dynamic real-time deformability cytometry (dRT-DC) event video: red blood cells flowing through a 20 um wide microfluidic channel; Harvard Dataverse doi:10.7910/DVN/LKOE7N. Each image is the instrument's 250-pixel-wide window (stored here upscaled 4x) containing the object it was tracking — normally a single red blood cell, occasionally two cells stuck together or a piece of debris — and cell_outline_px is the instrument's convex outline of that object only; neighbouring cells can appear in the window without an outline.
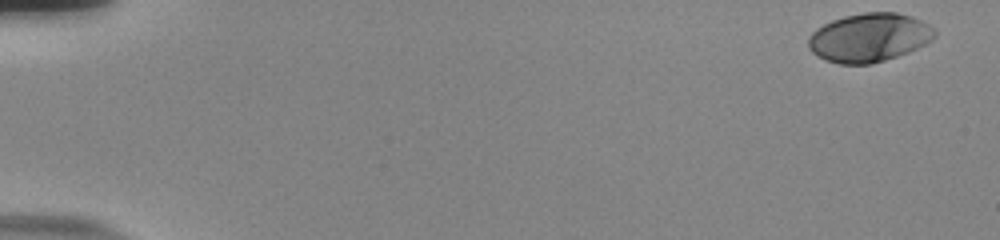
{"species": "human", "species_latin": "Homo sapiens", "temperature_condition": "room temperature", "stored_images_in_passage": 55, "camera_frame_rate_fps": 3000, "um_per_image_px": 0.085, "donor": {"sex": "male"}, "frame": {"image": 1, "passage_image": 1, "time_ms": 0.0, "image_size_px": [1000, 240], "cell_outline_px": [[936, 36], [932, 40], [908, 52], [872, 64], [840, 64], [824, 60], [816, 56], [808, 48], [808, 36], [816, 28], [832, 20], [844, 16], [864, 12], [896, 12], [912, 16], [928, 24], [936, 32]], "centroid_in_image_um": [73.85, 3.19], "position_along_channel_um": 11.2, "area_um2": 35.95}}
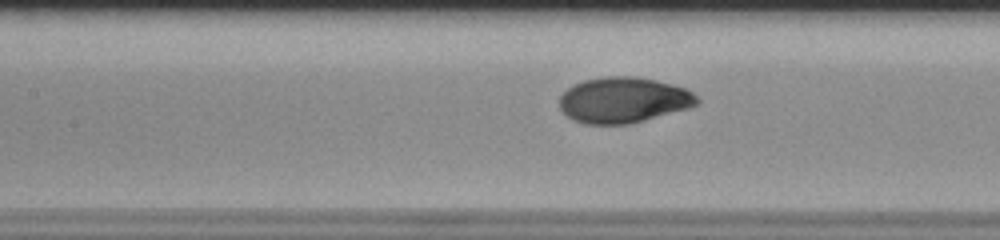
{"frame": {"image": 2, "passage_image": 26, "time_ms": 8.333, "image_size_px": [1000, 240], "cell_outline_px": [[700, 104], [688, 108], [628, 124], [584, 124], [572, 120], [560, 108], [560, 96], [572, 84], [584, 80], [604, 76], [636, 76], [656, 80], [672, 84], [684, 88], [692, 92], [700, 100]], "centroid_in_image_um": [52.98, 8.49], "position_along_channel_um": 154.4, "area_um2": 36.65}}
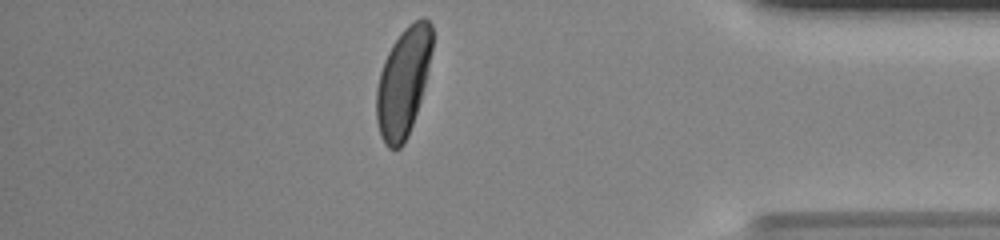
{"frame": {"image": 3, "passage_image": 48, "time_ms": 15.667, "image_size_px": [1000, 240], "cell_outline_px": [[432, 48], [428, 68], [420, 100], [408, 136], [404, 144], [400, 148], [388, 148], [384, 144], [380, 136], [376, 120], [376, 88], [380, 72], [384, 60], [392, 44], [400, 32], [408, 24], [424, 16], [432, 24]], "centroid_in_image_um": [34.25, 6.98], "position_along_channel_um": 400.9, "area_um2": 35.32}, "authors_computed_cell_mechanics": {"area_um2": 35.9516, "velocity_mm_per_s": 3.7373, "shape_relaxation_time_tau1_ms": 2.8267, "shape_relaxation_time_tau2_ms": null, "deformation_change_tau1": 0.1859, "deformation_change_tau2": null}}